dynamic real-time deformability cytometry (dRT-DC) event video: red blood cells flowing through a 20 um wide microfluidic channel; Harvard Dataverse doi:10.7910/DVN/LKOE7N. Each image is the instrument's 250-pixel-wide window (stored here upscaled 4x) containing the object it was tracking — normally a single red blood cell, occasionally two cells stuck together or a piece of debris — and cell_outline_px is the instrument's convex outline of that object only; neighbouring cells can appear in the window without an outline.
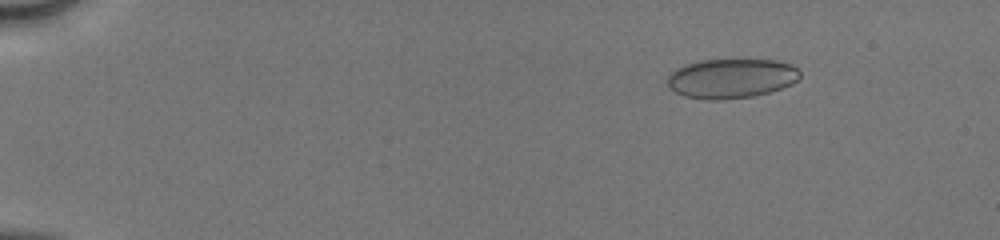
{"species": "human", "species_latin": "Homo sapiens", "temperature_condition": "cold", "stored_images_in_passage": 51, "camera_frame_rate_fps": 3000, "um_per_image_px": 0.085, "donor": {"sex": "male"}, "frame": {"image": 1, "passage_image": 8, "time_ms": 2.333, "image_size_px": [1000, 240], "cell_outline_px": [[800, 76], [792, 84], [768, 92], [752, 96], [724, 100], [704, 100], [684, 96], [668, 88], [668, 76], [676, 68], [684, 64], [700, 60], [776, 60], [792, 64], [800, 72]], "centroid_in_image_um": [62.13, 6.67], "position_along_channel_um": 22.9, "area_um2": 30.63}}
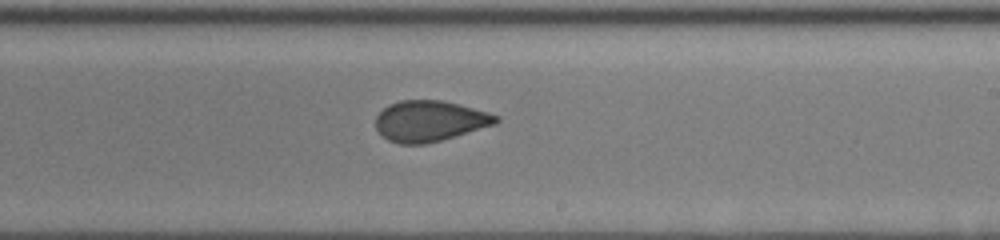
{"frame": {"image": 2, "passage_image": 33, "time_ms": 10.667, "image_size_px": [1000, 240], "cell_outline_px": [[500, 120], [496, 124], [440, 140], [424, 144], [400, 144], [388, 140], [376, 128], [376, 116], [388, 104], [400, 100], [444, 100], [460, 104], [488, 112], [500, 116]], "centroid_in_image_um": [36.54, 10.27], "position_along_channel_um": 252.5, "area_um2": 28.55}}
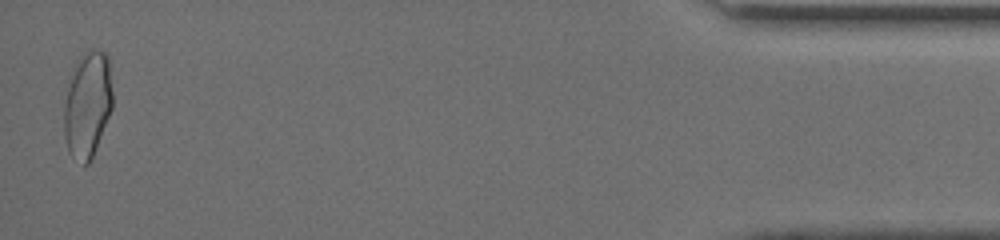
{"frame": {"image": 3, "passage_image": 51, "time_ms": 16.667, "image_size_px": [1000, 240], "cell_outline_px": [[112, 108], [92, 156], [88, 164], [84, 164], [72, 156], [68, 152], [64, 136], [64, 104], [68, 88], [76, 60], [84, 52], [92, 48], [100, 48], [108, 56], [112, 92]], "centroid_in_image_um": [7.44, 8.84], "position_along_channel_um": 427.8, "area_um2": 29.82}, "authors_computed_cell_mechanics": {"area_um2": 29.6514, "velocity_mm_per_s": 4.155, "shape_relaxation_time_tau1_ms": null, "shape_relaxation_time_tau2_ms": 1.2296, "deformation_change_tau1": null, "deformation_change_tau2": 0.0626}}